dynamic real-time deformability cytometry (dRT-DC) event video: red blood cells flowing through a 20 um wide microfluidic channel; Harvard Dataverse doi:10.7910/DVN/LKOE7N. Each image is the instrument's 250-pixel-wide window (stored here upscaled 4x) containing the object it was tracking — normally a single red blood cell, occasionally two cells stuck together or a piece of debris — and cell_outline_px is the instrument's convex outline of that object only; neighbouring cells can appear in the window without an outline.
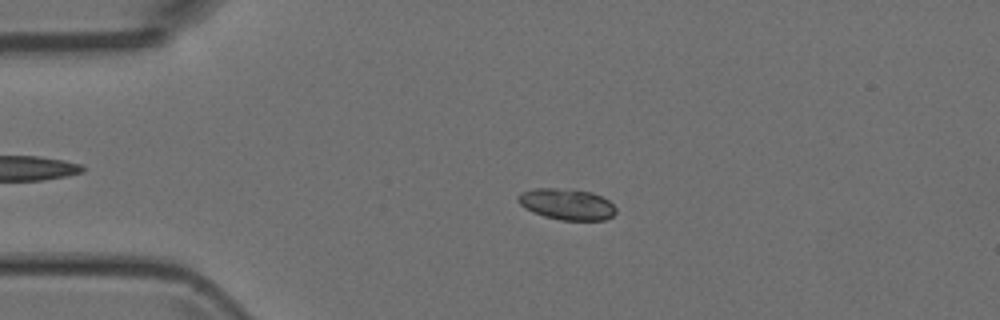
{"species": "Egyptian fruit bat (a non-hibernating species)", "species_latin": "Rousettus aegyptiacus", "temperature_condition": "room temperature", "stored_images_in_passage": 51, "camera_frame_rate_fps": 3000, "um_per_image_px": 0.085, "animal": {"sex": "female"}, "frame": {"image": 1, "passage_image": 11, "time_ms": 3.333, "image_size_px": [1000, 320], "cell_outline_px": [[616, 212], [612, 216], [604, 220], [560, 220], [544, 216], [532, 212], [524, 208], [516, 200], [516, 196], [520, 192], [536, 188], [556, 188], [592, 192], [608, 200], [616, 208]], "centroid_in_image_um": [48.14, 17.36], "position_along_channel_um": 36.9, "area_um2": 17.8}}
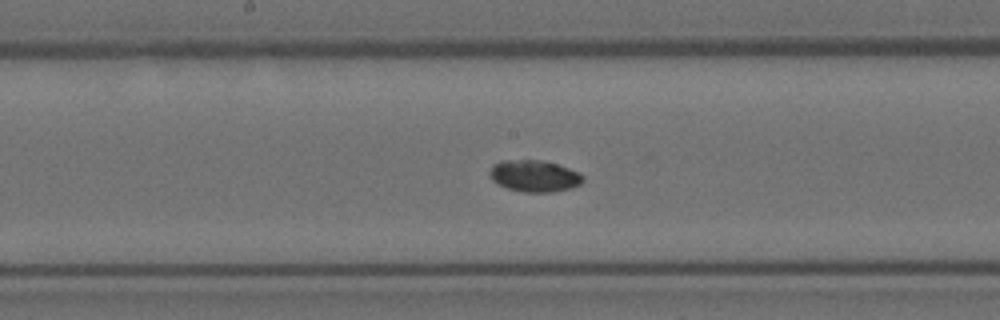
{"frame": {"image": 2, "passage_image": 26, "time_ms": 8.333, "image_size_px": [1000, 320], "cell_outline_px": [[584, 180], [580, 184], [572, 188], [552, 192], [524, 192], [508, 188], [496, 184], [492, 180], [488, 172], [492, 164], [504, 160], [540, 160], [556, 164], [580, 172], [584, 176]], "centroid_in_image_um": [45.41, 14.96], "position_along_channel_um": 202.8, "area_um2": 17.34}}
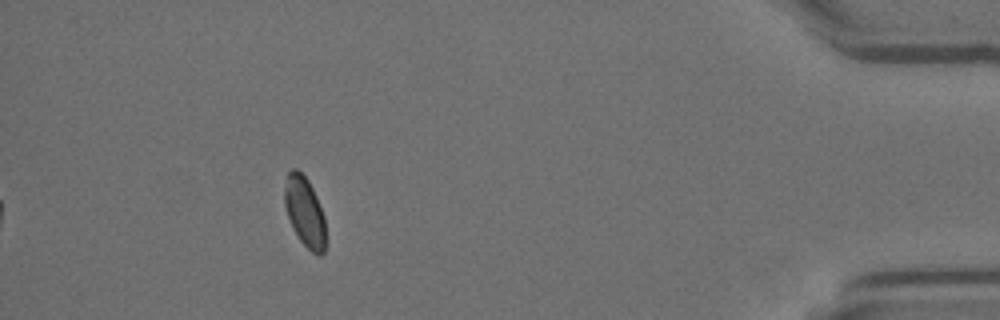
{"frame": {"image": 3, "passage_image": 46, "time_ms": 15.0, "image_size_px": [1000, 320], "cell_outline_px": [[324, 252], [320, 256], [316, 256], [300, 240], [288, 216], [284, 204], [284, 188], [288, 172], [292, 168], [296, 168], [308, 180], [316, 196], [324, 216]], "centroid_in_image_um": [25.89, 17.98], "position_along_channel_um": 409.3, "area_um2": 16.42}}